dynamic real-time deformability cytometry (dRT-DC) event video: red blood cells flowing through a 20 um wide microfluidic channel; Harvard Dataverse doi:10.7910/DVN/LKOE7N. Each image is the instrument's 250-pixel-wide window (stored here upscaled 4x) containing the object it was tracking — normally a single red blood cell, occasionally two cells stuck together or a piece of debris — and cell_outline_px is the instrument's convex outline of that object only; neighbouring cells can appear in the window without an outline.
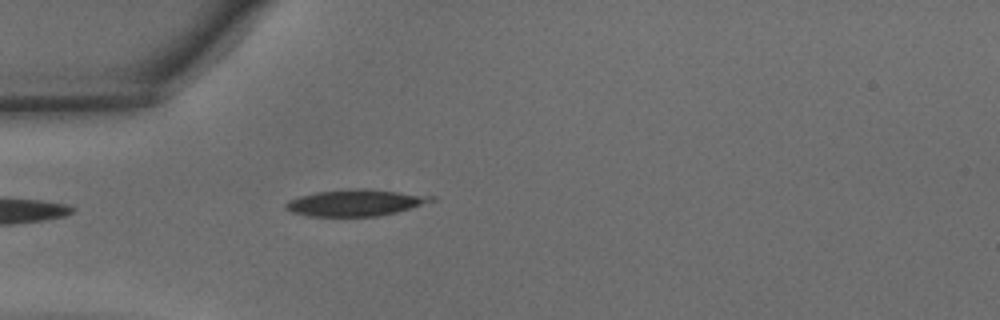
{"species": "common noctule bat (a hibernating species)", "species_latin": "Nyctalus noctula", "temperature_condition": "warm", "stored_images_in_passage": 5, "camera_frame_rate_fps": 3000, "um_per_image_px": 0.085, "animal": {"sex": "male", "body_mass_g": 15.6}, "frame": {"image": 1, "passage_image": 1, "time_ms": 0.0, "image_size_px": [1000, 320], "cell_outline_px": [[436, 200], [396, 212], [376, 216], [308, 216], [292, 212], [284, 208], [284, 204], [288, 200], [300, 196], [316, 192], [356, 188], [364, 188], [436, 196]], "centroid_in_image_um": [30.19, 17.22], "position_along_channel_um": 54.8, "area_um2": 22.37}}